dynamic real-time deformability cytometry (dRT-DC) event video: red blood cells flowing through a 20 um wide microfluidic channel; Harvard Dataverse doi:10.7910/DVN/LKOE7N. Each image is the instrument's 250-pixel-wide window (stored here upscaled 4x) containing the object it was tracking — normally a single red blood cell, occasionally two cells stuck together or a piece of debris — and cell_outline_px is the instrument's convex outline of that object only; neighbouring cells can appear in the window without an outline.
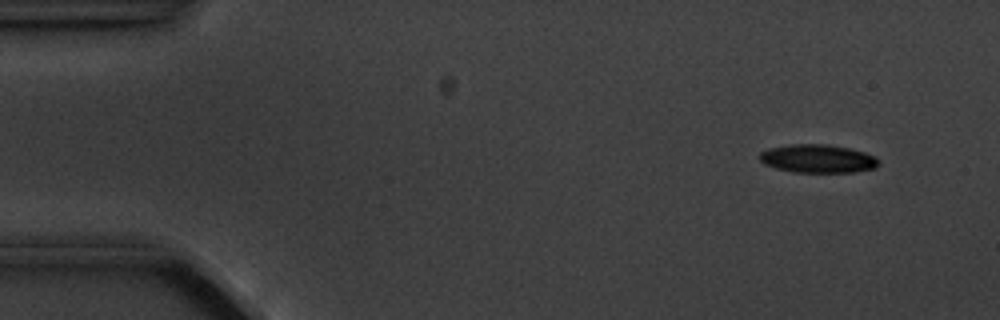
{"species": "common noctule bat (a hibernating species)", "species_latin": "Nyctalus noctula", "temperature_condition": "cold", "stored_images_in_passage": 4, "camera_frame_rate_fps": 3000, "um_per_image_px": 0.085, "animal": {"sex": "male", "body_mass_g": 20.1, "forearm_length_mm": 53.5}, "frame": {"image": 1, "passage_image": 1, "time_ms": 0.0, "image_size_px": [1000, 320], "cell_outline_px": [[880, 164], [876, 168], [856, 172], [792, 172], [776, 168], [764, 164], [756, 156], [760, 152], [768, 148], [788, 144], [828, 144], [848, 148], [864, 152], [876, 156]], "centroid_in_image_um": [69.49, 13.48], "position_along_channel_um": 15.5, "area_um2": 19.94}}